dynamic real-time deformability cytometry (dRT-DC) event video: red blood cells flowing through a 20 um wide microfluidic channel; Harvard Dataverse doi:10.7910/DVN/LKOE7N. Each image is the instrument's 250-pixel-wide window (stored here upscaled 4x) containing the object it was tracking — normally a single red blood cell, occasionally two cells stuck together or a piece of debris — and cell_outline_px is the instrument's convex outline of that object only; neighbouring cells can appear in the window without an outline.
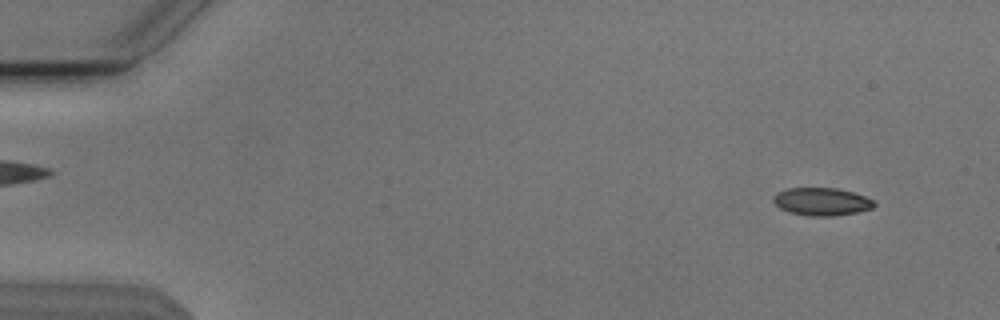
{"species": "Egyptian fruit bat (a non-hibernating species)", "species_latin": "Rousettus aegyptiacus", "temperature_condition": "cold", "stored_images_in_passage": 54, "camera_frame_rate_fps": 3000, "um_per_image_px": 0.085, "animal": {"sex": "male"}, "frame": {"image": 1, "passage_image": 5, "time_ms": 1.333, "image_size_px": [1000, 320], "cell_outline_px": [[876, 204], [872, 208], [856, 212], [832, 216], [808, 216], [788, 212], [780, 208], [772, 200], [772, 196], [776, 192], [788, 188], [836, 188], [852, 192], [864, 196], [872, 200]], "centroid_in_image_um": [69.79, 17.14], "position_along_channel_um": 15.2, "area_um2": 16.3}}
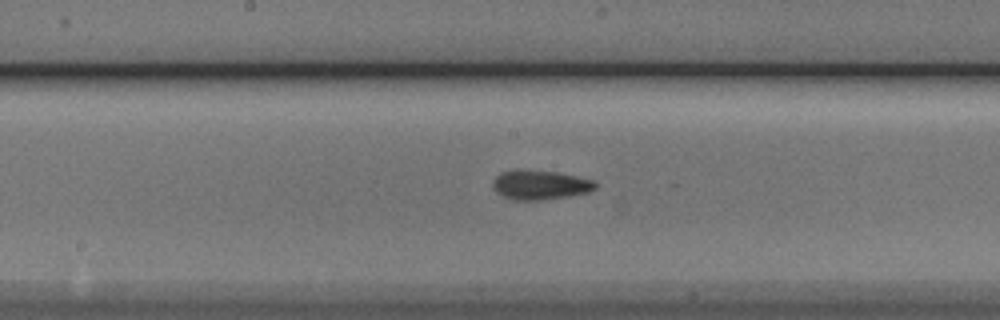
{"frame": {"image": 2, "passage_image": 29, "time_ms": 9.333, "image_size_px": [1000, 320], "cell_outline_px": [[596, 188], [588, 192], [572, 196], [544, 200], [512, 200], [496, 192], [492, 188], [492, 180], [500, 172], [516, 168], [520, 168], [556, 172], [596, 180]], "centroid_in_image_um": [45.88, 15.7], "position_along_channel_um": 202.3, "area_um2": 18.09}}
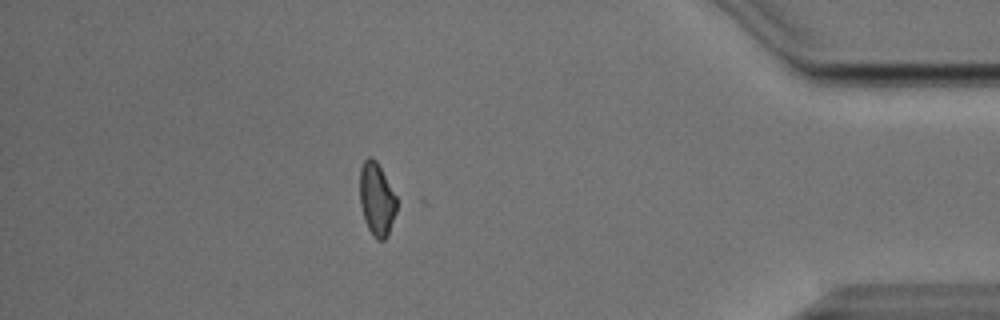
{"frame": {"image": 3, "passage_image": 48, "time_ms": 15.667, "image_size_px": [1000, 320], "cell_outline_px": [[396, 212], [388, 236], [384, 240], [376, 240], [372, 236], [364, 220], [360, 204], [360, 168], [364, 160], [368, 156], [372, 156], [376, 160], [396, 196]], "centroid_in_image_um": [32.01, 16.95], "position_along_channel_um": 403.2, "area_um2": 15.78}, "authors_computed_cell_mechanics": {"area_um2": 16.5886, "velocity_mm_per_s": 3.8178, "shape_relaxation_time_tau1_ms": 4.9817, "shape_relaxation_time_tau2_ms": 5.3856, "deformation_change_tau1": 0.0835, "deformation_change_tau2": 0.095}}